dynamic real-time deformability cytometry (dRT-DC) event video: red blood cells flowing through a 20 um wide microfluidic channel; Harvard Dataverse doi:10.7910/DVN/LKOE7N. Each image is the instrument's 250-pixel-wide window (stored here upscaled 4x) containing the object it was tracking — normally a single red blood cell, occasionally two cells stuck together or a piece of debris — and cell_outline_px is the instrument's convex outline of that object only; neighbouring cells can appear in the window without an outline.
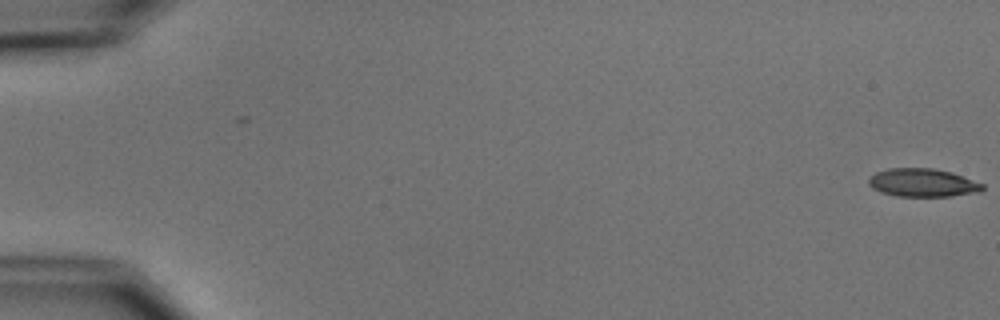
{"species": "common noctule bat (a hibernating species)", "species_latin": "Nyctalus noctula", "temperature_condition": "cold", "stored_images_in_passage": 10, "camera_frame_rate_fps": 3000, "um_per_image_px": 0.085, "animal": {"sex": "male", "body_mass_g": 15.6}, "frame": {"image": 1, "passage_image": 1, "time_ms": 0.0, "image_size_px": [1000, 320], "cell_outline_px": [[984, 188], [980, 192], [952, 196], [896, 196], [880, 192], [872, 188], [868, 184], [868, 180], [876, 172], [888, 168], [932, 168], [952, 172], [984, 184]], "centroid_in_image_um": [78.43, 15.53], "position_along_channel_um": 6.6, "area_um2": 18.79}}
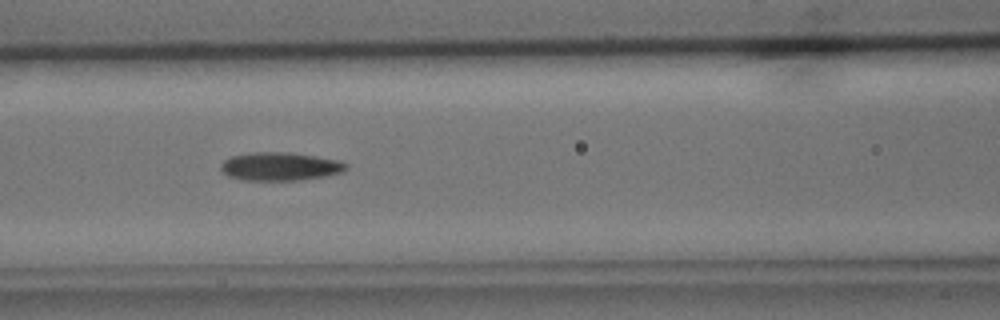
{"frame": {"image": 2, "passage_image": 8, "time_ms": 8.0, "image_size_px": [1000, 320], "cell_outline_px": [[348, 168], [340, 172], [324, 176], [296, 180], [244, 180], [228, 176], [220, 168], [220, 164], [224, 160], [232, 156], [252, 152], [288, 152], [316, 156], [340, 160], [348, 164]], "centroid_in_image_um": [23.8, 14.14], "position_along_channel_um": 142.8, "area_um2": 20.58}}
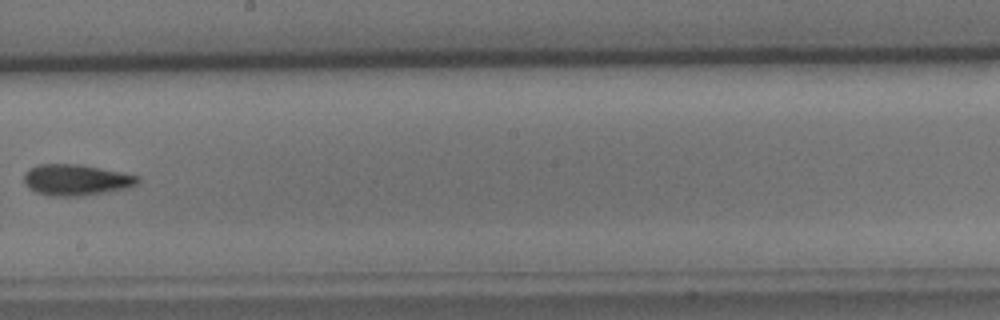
{"frame": {"image": 3, "passage_image": 10, "time_ms": 10.667, "image_size_px": [1000, 320], "cell_outline_px": [[140, 180], [136, 184], [128, 188], [108, 192], [80, 196], [48, 196], [36, 192], [28, 188], [24, 184], [24, 172], [28, 168], [40, 164], [76, 164], [100, 168], [140, 176]], "centroid_in_image_um": [6.44, 15.3], "position_along_channel_um": 241.8, "area_um2": 20.75}}